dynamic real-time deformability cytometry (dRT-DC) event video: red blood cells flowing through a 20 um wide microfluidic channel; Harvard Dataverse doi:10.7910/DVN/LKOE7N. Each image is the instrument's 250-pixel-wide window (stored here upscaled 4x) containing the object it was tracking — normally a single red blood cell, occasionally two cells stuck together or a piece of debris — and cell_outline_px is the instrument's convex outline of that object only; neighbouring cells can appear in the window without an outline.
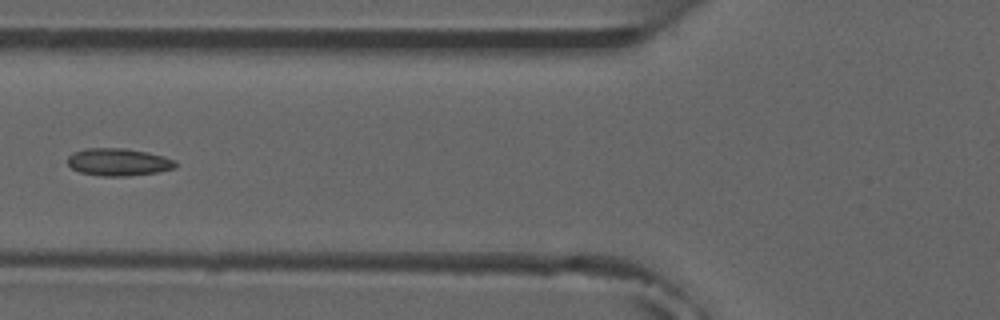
{"species": "common noctule bat (a hibernating species)", "species_latin": "Nyctalus noctula", "temperature_condition": "room temperature", "stored_images_in_passage": 6, "camera_frame_rate_fps": 3000, "um_per_image_px": 0.085, "animal": {"sex": "male", "forearm_length_mm": 52.5}, "frame": {"image": 1, "passage_image": 6, "time_ms": 5.667, "image_size_px": [1000, 320], "cell_outline_px": [[176, 168], [156, 172], [128, 176], [100, 176], [80, 172], [72, 168], [68, 164], [68, 156], [72, 152], [84, 148], [124, 148], [164, 156], [176, 160]], "centroid_in_image_um": [10.05, 13.77], "position_along_channel_um": 115.8, "area_um2": 17.28}}